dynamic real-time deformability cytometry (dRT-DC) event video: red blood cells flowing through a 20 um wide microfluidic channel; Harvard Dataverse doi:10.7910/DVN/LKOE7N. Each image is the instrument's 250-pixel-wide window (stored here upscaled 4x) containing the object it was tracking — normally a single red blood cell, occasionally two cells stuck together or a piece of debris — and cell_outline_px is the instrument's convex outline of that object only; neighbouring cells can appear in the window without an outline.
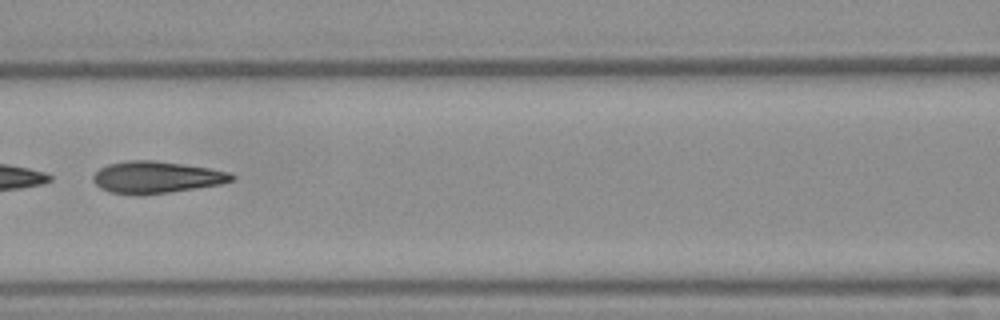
{"species": "Egyptian fruit bat (a non-hibernating species)", "species_latin": "Rousettus aegyptiacus", "temperature_condition": "warm", "stored_images_in_passage": 29, "camera_frame_rate_fps": 3000, "um_per_image_px": 0.085, "frame": {"image": 1, "passage_image": 20, "time_ms": 6.333, "image_size_px": [1000, 320], "cell_outline_px": [[236, 176], [232, 180], [220, 184], [168, 192], [108, 192], [100, 188], [92, 180], [92, 176], [100, 168], [108, 164], [128, 160], [152, 160], [184, 164], [208, 168], [228, 172]], "centroid_in_image_um": [13.28, 15.02], "position_along_channel_um": 153.3, "area_um2": 24.85}}